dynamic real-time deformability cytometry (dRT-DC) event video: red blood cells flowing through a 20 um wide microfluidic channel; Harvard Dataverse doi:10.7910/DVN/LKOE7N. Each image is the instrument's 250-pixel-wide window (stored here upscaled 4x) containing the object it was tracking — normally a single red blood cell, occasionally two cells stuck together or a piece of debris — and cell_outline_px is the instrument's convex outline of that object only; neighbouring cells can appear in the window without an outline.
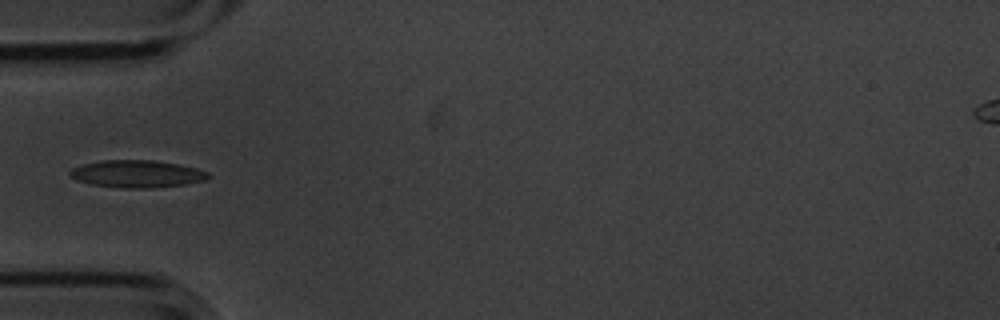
{"species": "common noctule bat (a hibernating species)", "species_latin": "Nyctalus noctula", "temperature_condition": "cold", "stored_images_in_passage": 9, "camera_frame_rate_fps": 3000, "um_per_image_px": 0.085, "animal": {"sex": "male", "body_mass_g": 20.1, "forearm_length_mm": 53.5}, "frame": {"image": 1, "passage_image": 1, "time_ms": 0.0, "image_size_px": [1000, 320], "cell_outline_px": [[212, 176], [204, 180], [184, 184], [152, 188], [120, 188], [92, 184], [76, 180], [68, 172], [72, 168], [84, 164], [100, 160], [152, 160], [176, 164], [196, 168], [208, 172]], "centroid_in_image_um": [11.63, 14.78], "position_along_channel_um": 73.4, "area_um2": 21.91}}
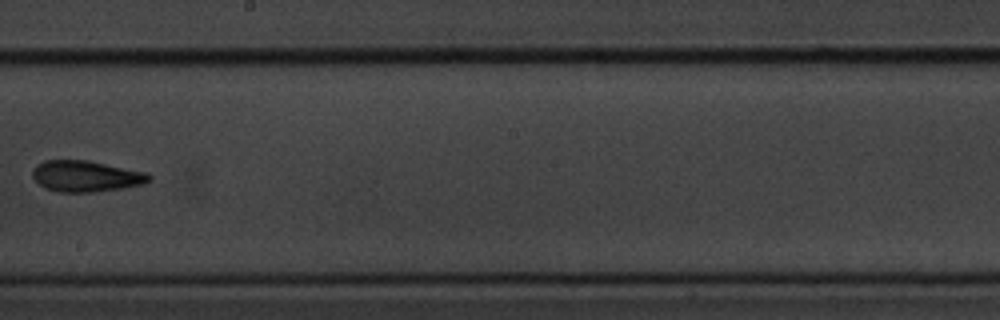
{"frame": {"image": 2, "passage_image": 5, "time_ms": 1.333, "image_size_px": [1000, 320], "cell_outline_px": [[152, 180], [144, 184], [124, 188], [92, 192], [56, 192], [44, 188], [32, 176], [32, 168], [36, 164], [44, 160], [88, 160], [148, 172], [152, 176]], "centroid_in_image_um": [7.33, 14.97], "position_along_channel_um": 240.9, "area_um2": 21.5}}
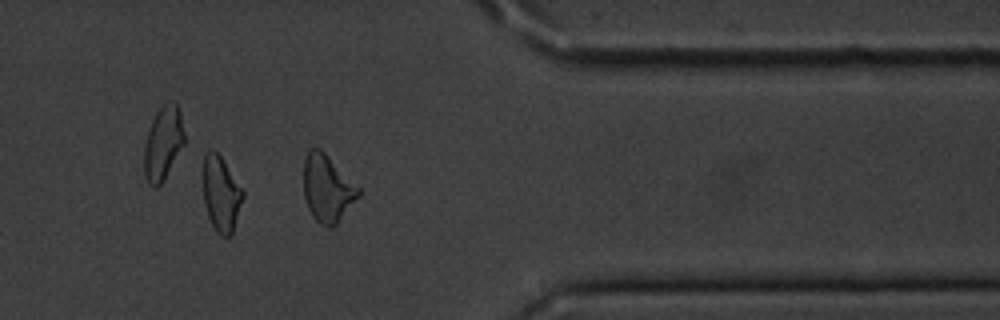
{"frame": {"image": 3, "passage_image": 9, "time_ms": 2.667, "image_size_px": [1000, 320], "cell_outline_px": [[360, 196], [336, 224], [320, 224], [312, 216], [308, 208], [304, 196], [304, 160], [308, 152], [312, 148], [320, 148], [360, 188]], "centroid_in_image_um": [27.83, 16.0], "position_along_channel_um": 383.6, "area_um2": 21.04}}